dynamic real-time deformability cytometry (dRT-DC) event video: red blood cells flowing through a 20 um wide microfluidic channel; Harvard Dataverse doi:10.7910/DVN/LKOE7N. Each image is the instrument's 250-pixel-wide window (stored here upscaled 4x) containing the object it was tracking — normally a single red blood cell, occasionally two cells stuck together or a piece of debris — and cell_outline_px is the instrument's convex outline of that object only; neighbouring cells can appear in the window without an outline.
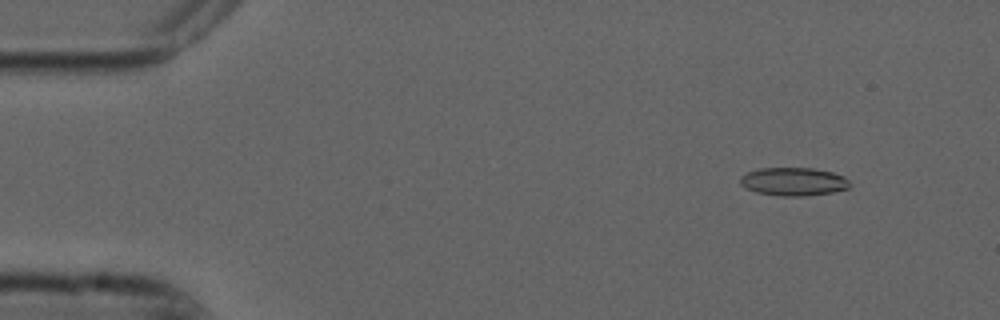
{"species": "common noctule bat (a hibernating species)", "species_latin": "Nyctalus noctula", "temperature_condition": "cold", "stored_images_in_passage": 55, "camera_frame_rate_fps": 3000, "um_per_image_px": 0.085, "animal": {"sex": "male", "forearm_length_mm": 52.5}, "frame": {"image": 1, "passage_image": 6, "time_ms": 1.667, "image_size_px": [1000, 320], "cell_outline_px": [[852, 184], [848, 188], [832, 192], [804, 196], [780, 196], [756, 192], [740, 184], [740, 176], [748, 172], [760, 168], [812, 168], [832, 172], [844, 176]], "centroid_in_image_um": [67.46, 15.43], "position_along_channel_um": 17.5, "area_um2": 17.98}}
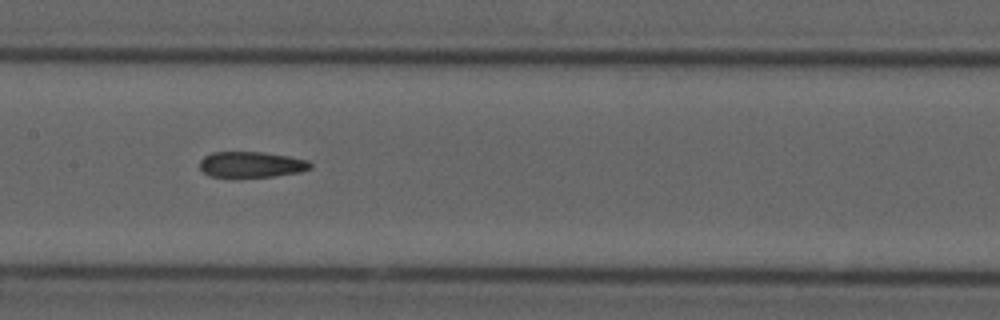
{"frame": {"image": 2, "passage_image": 27, "time_ms": 8.667, "image_size_px": [1000, 320], "cell_outline_px": [[312, 168], [300, 172], [272, 176], [208, 176], [200, 168], [200, 160], [204, 156], [212, 152], [260, 152], [288, 156], [308, 160], [312, 164]], "centroid_in_image_um": [21.37, 13.97], "position_along_channel_um": 186.0, "area_um2": 16.42}}
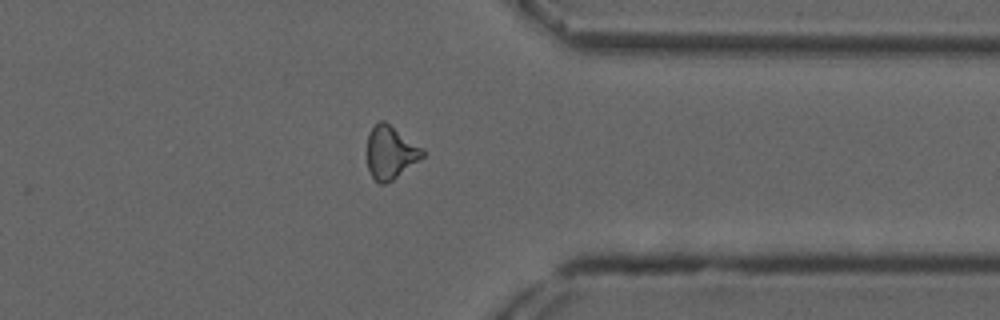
{"frame": {"image": 3, "passage_image": 43, "time_ms": 14.0, "image_size_px": [1000, 320], "cell_outline_px": [[424, 156], [392, 180], [384, 184], [380, 184], [368, 172], [368, 132], [380, 120], [384, 120], [424, 148]], "centroid_in_image_um": [33.2, 12.94], "position_along_channel_um": 378.2, "area_um2": 16.99}, "authors_computed_cell_mechanics": {"area_um2": 17.4556, "velocity_mm_per_s": 3.7501, "shape_relaxation_time_tau1_ms": null, "shape_relaxation_time_tau2_ms": 3.9299, "deformation_change_tau1": null, "deformation_change_tau2": 0.1339}}